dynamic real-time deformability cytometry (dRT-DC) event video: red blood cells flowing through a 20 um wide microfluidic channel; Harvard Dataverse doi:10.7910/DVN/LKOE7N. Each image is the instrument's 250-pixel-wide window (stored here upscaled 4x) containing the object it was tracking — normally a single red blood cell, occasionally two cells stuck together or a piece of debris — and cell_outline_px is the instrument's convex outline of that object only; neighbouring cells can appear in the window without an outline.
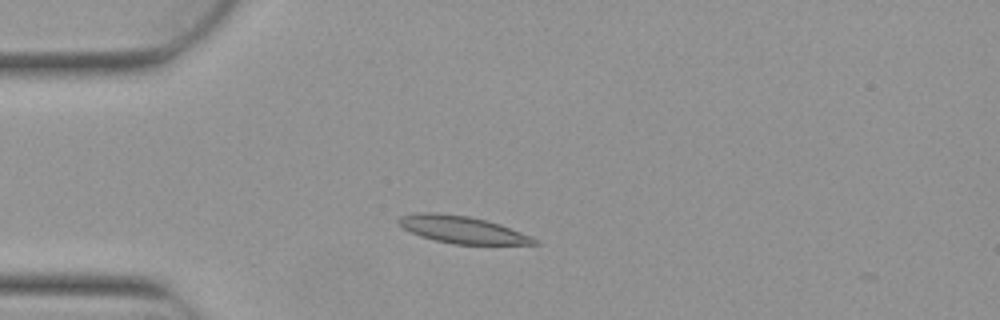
{"species": "Egyptian fruit bat (a non-hibernating species)", "species_latin": "Rousettus aegyptiacus", "temperature_condition": "warm", "stored_images_in_passage": 5, "camera_frame_rate_fps": 3000, "um_per_image_px": 0.085, "animal": {"sex": "female"}, "frame": {"image": 1, "passage_image": 3, "time_ms": 0.667, "image_size_px": [1000, 320], "cell_outline_px": [[540, 244], [452, 244], [432, 240], [420, 236], [404, 228], [396, 220], [400, 216], [416, 212], [436, 212], [468, 216], [500, 224], [532, 236]], "centroid_in_image_um": [39.26, 19.51], "position_along_channel_um": 45.7, "area_um2": 21.44}}
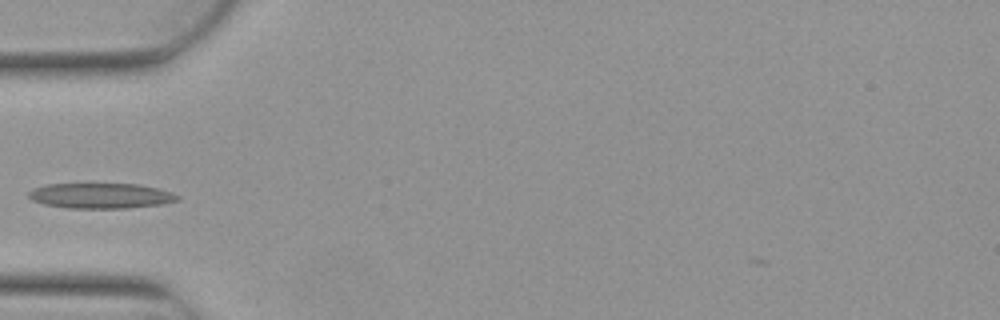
{"frame": {"image": 2, "passage_image": 4, "time_ms": 1.0, "image_size_px": [1000, 320], "cell_outline_px": [[180, 200], [160, 204], [124, 208], [68, 208], [44, 204], [32, 200], [28, 196], [28, 192], [32, 188], [48, 184], [136, 184], [156, 188], [172, 192], [180, 196]], "centroid_in_image_um": [8.55, 16.64], "position_along_channel_um": 76.5, "area_um2": 21.85}}
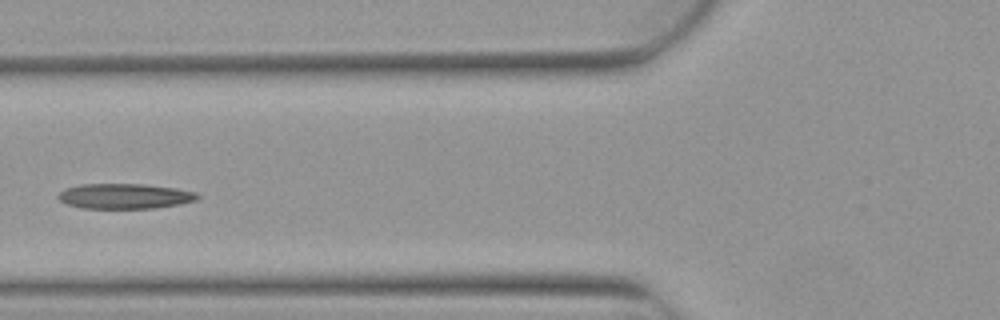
{"frame": {"image": 3, "passage_image": 5, "time_ms": 1.333, "image_size_px": [1000, 320], "cell_outline_px": [[200, 196], [196, 200], [180, 204], [156, 208], [84, 208], [68, 204], [60, 200], [56, 196], [64, 188], [80, 184], [144, 184], [176, 188], [196, 192]], "centroid_in_image_um": [10.61, 16.67], "position_along_channel_um": 115.2, "area_um2": 20.46}}